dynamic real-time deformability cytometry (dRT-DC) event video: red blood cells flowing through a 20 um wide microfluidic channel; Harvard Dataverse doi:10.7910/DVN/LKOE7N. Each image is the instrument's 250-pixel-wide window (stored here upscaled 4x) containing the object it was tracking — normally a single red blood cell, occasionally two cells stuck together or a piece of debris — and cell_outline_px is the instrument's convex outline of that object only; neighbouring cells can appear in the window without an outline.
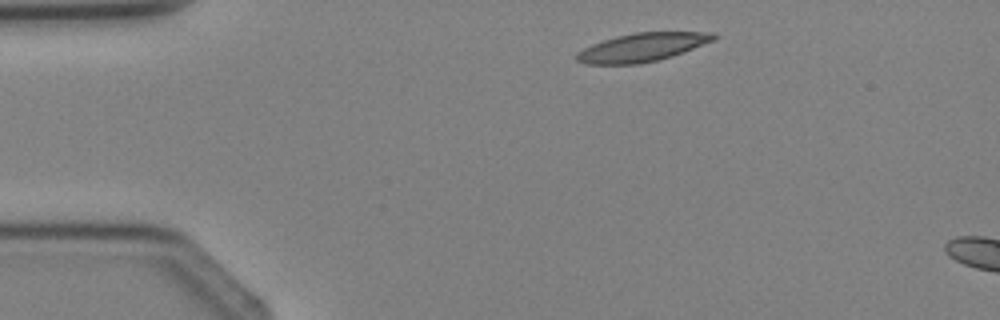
{"species": "Egyptian fruit bat (a non-hibernating species)", "species_latin": "Rousettus aegyptiacus", "temperature_condition": "cold", "stored_images_in_passage": 2, "camera_frame_rate_fps": 3000, "um_per_image_px": 0.085, "animal": {"sex": "female"}, "frame": {"image": 1, "passage_image": 1, "time_ms": 0.0, "image_size_px": [1000, 320], "cell_outline_px": [[720, 36], [716, 40], [672, 56], [640, 64], [588, 64], [576, 60], [576, 52], [592, 44], [616, 36], [636, 32], [716, 32]], "centroid_in_image_um": [54.64, 4.01], "position_along_channel_um": 30.4, "area_um2": 22.77}}